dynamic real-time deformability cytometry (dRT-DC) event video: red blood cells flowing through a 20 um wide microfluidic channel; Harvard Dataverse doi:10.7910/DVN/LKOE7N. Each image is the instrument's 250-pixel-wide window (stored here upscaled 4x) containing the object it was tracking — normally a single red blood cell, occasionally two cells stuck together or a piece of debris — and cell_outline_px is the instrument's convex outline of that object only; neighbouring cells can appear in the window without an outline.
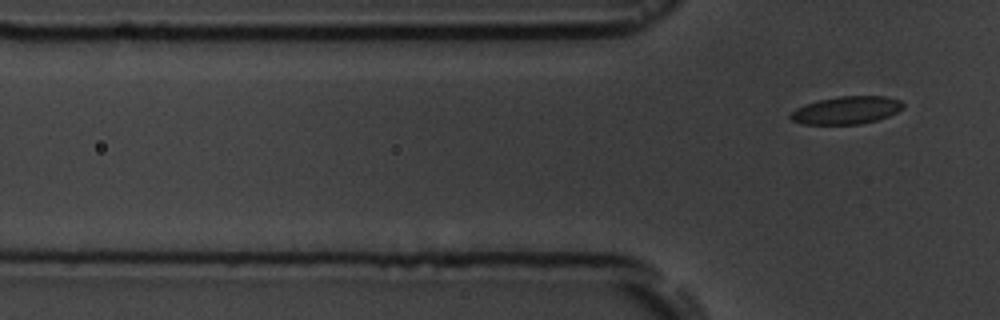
{"species": "common noctule bat (a hibernating species)", "species_latin": "Nyctalus noctula", "temperature_condition": "room temperature", "stored_images_in_passage": 4, "camera_frame_rate_fps": 3000, "um_per_image_px": 0.085, "animal": {"sex": "male", "body_mass_g": 19.5, "forearm_length_mm": 54.6}, "frame": {"image": 1, "passage_image": 4, "time_ms": 4.333, "image_size_px": [1000, 320], "cell_outline_px": [[904, 108], [888, 116], [876, 120], [860, 124], [804, 124], [792, 120], [788, 116], [796, 108], [820, 100], [840, 96], [888, 96], [900, 100], [904, 104]], "centroid_in_image_um": [71.99, 9.36], "position_along_channel_um": 53.8, "area_um2": 18.03}}